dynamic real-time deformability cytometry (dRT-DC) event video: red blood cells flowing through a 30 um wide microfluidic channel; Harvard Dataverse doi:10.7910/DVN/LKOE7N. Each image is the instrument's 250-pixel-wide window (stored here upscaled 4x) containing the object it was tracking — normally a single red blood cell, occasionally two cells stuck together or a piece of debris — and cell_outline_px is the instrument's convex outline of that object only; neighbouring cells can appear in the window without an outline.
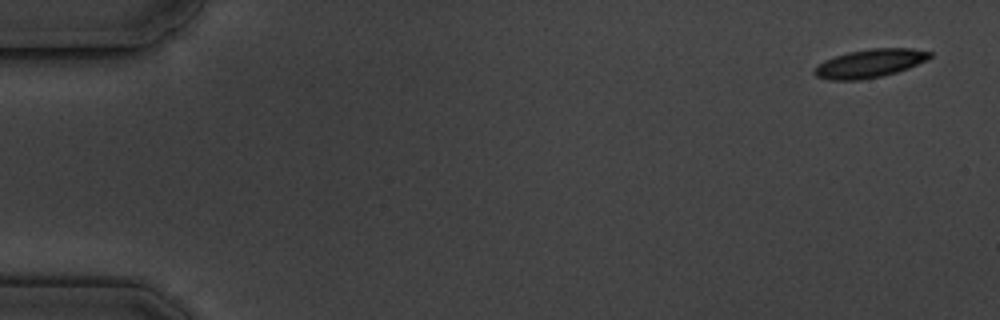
{"species": "common noctule bat (a hibernating species)", "species_latin": "Nyctalus noctula", "temperature_condition": "cold", "stored_images_in_passage": 6, "camera_frame_rate_fps": 3000, "um_per_image_px": 0.085, "animal": {"sex": "male", "body_mass_g": 19.5, "forearm_length_mm": 54.6}, "frame": {"image": 1, "passage_image": 1, "time_ms": 0.0, "image_size_px": [1000, 320], "cell_outline_px": [[932, 56], [928, 60], [908, 68], [896, 72], [880, 76], [860, 80], [828, 80], [816, 76], [812, 72], [824, 60], [848, 52], [872, 48], [912, 48], [932, 52]], "centroid_in_image_um": [73.96, 5.38], "position_along_channel_um": 11.0, "area_um2": 19.02}}
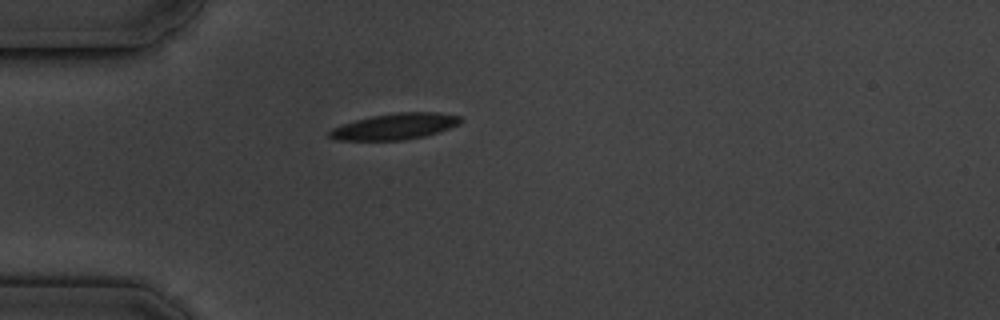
{"frame": {"image": 2, "passage_image": 5, "time_ms": 4.667, "image_size_px": [1000, 320], "cell_outline_px": [[464, 120], [460, 124], [424, 136], [404, 140], [336, 140], [328, 136], [328, 132], [332, 128], [356, 120], [372, 116], [396, 112], [436, 112], [460, 116]], "centroid_in_image_um": [33.58, 10.74], "position_along_channel_um": 51.4, "area_um2": 19.83}}